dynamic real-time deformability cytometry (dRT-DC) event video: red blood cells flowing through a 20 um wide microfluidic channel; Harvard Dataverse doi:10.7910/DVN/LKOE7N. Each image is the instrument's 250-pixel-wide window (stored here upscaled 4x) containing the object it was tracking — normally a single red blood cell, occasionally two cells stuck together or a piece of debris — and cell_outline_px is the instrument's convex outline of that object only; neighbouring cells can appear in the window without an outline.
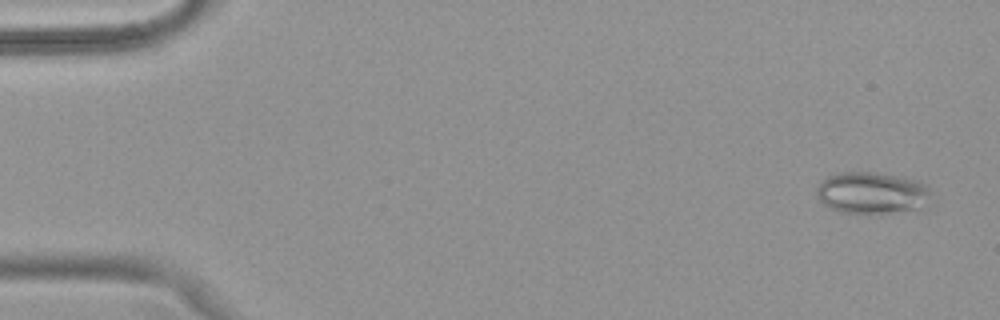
{"species": "common noctule bat (a hibernating species)", "species_latin": "Nyctalus noctula", "temperature_condition": "warm", "stored_images_in_passage": 51, "camera_frame_rate_fps": 3000, "um_per_image_px": 0.085, "animal": {"sex": "female", "body_mass_g": 18.4}, "frame": {"image": 1, "passage_image": 3, "time_ms": 0.667, "image_size_px": [1000, 320], "cell_outline_px": [[928, 192], [924, 212], [868, 216], [840, 212], [824, 204], [816, 196], [816, 188], [828, 176], [844, 172], [872, 172], [904, 176], [928, 184]], "centroid_in_image_um": [74.2, 16.47], "position_along_channel_um": 10.8, "area_um2": 29.19}}
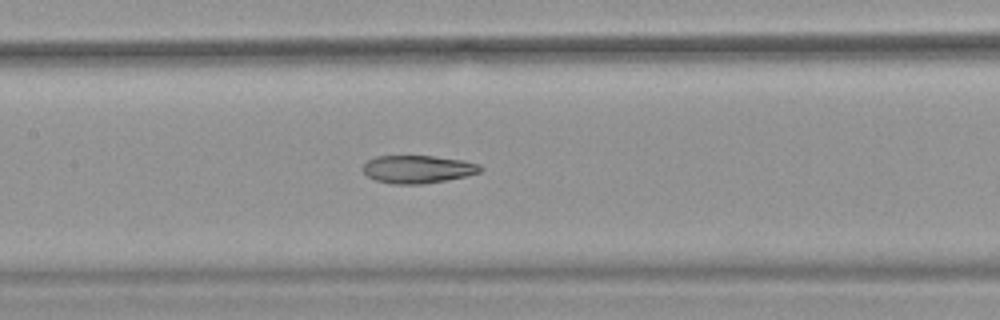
{"frame": {"image": 2, "passage_image": 25, "time_ms": 8.0, "image_size_px": [1000, 320], "cell_outline_px": [[484, 168], [480, 172], [464, 176], [424, 184], [392, 184], [376, 180], [368, 176], [364, 172], [364, 164], [368, 160], [376, 156], [432, 156], [464, 160], [480, 164]], "centroid_in_image_um": [35.53, 14.38], "position_along_channel_um": 171.9, "area_um2": 18.96}}
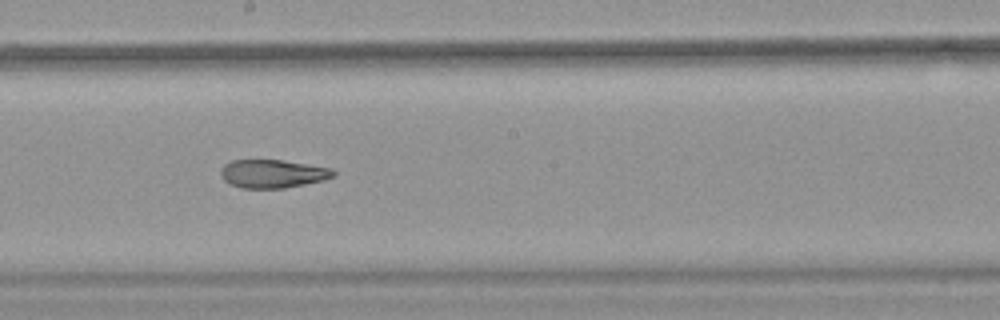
{"frame": {"image": 3, "passage_image": 29, "time_ms": 9.333, "image_size_px": [1000, 320], "cell_outline_px": [[336, 176], [324, 180], [284, 188], [240, 188], [224, 180], [220, 176], [220, 172], [224, 164], [232, 160], [284, 160], [332, 168], [336, 172]], "centroid_in_image_um": [23.2, 14.76], "position_along_channel_um": 225.0, "area_um2": 18.67}, "authors_computed_cell_mechanics": {"area_um2": 21.964, "velocity_mm_per_s": 4.0103, "shape_relaxation_time_tau1_ms": null, "shape_relaxation_time_tau2_ms": 2.5653, "deformation_change_tau1": null, "deformation_change_tau2": 0.1045}}